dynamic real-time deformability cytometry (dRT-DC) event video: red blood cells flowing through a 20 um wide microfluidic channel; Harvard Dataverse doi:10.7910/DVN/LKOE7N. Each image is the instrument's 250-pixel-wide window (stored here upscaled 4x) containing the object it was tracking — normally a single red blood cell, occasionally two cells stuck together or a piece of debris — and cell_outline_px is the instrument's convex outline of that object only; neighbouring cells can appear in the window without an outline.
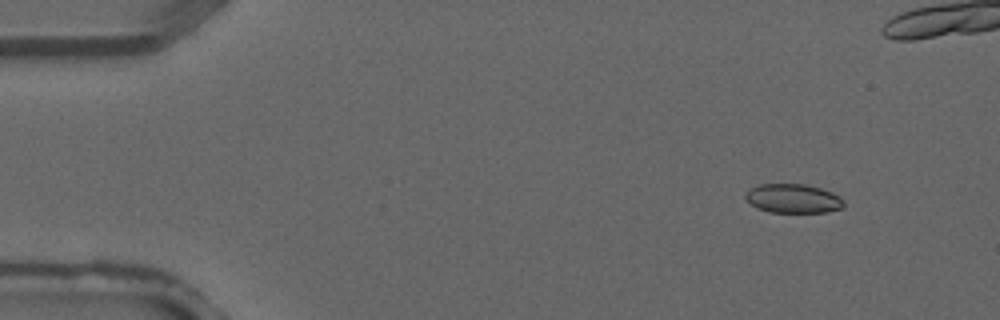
{"species": "common noctule bat (a hibernating species)", "species_latin": "Nyctalus noctula", "temperature_condition": "warm", "stored_images_in_passage": 5, "camera_frame_rate_fps": 3000, "um_per_image_px": 0.085, "animal": {"sex": "male", "forearm_length_mm": 52.5}, "frame": {"image": 1, "passage_image": 2, "time_ms": 0.333, "image_size_px": [1000, 320], "cell_outline_px": [[844, 204], [840, 208], [828, 212], [768, 212], [756, 208], [744, 196], [752, 188], [760, 184], [804, 184], [820, 188], [832, 192], [840, 196], [844, 200]], "centroid_in_image_um": [67.44, 16.88], "position_along_channel_um": 17.6, "area_um2": 16.53}}
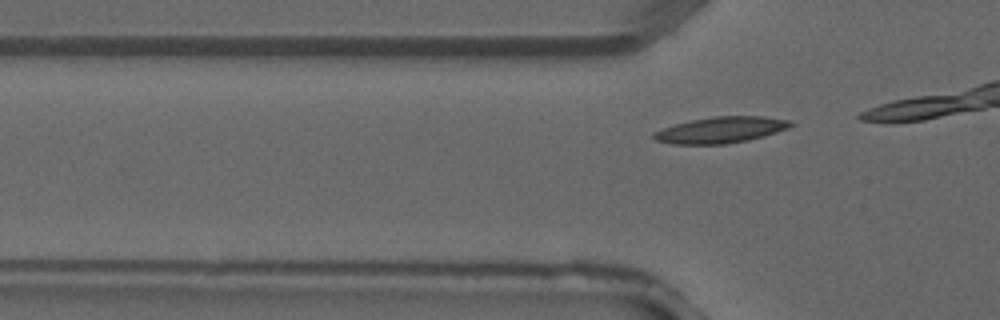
{"frame": {"image": 2, "passage_image": 5, "time_ms": 1.333, "image_size_px": [1000, 320], "cell_outline_px": [[796, 124], [788, 128], [776, 132], [748, 140], [724, 144], [672, 144], [656, 140], [652, 136], [652, 132], [676, 124], [692, 120], [716, 116], [764, 116], [792, 120]], "centroid_in_image_um": [61.31, 11.04], "position_along_channel_um": 64.5, "area_um2": 20.81}}